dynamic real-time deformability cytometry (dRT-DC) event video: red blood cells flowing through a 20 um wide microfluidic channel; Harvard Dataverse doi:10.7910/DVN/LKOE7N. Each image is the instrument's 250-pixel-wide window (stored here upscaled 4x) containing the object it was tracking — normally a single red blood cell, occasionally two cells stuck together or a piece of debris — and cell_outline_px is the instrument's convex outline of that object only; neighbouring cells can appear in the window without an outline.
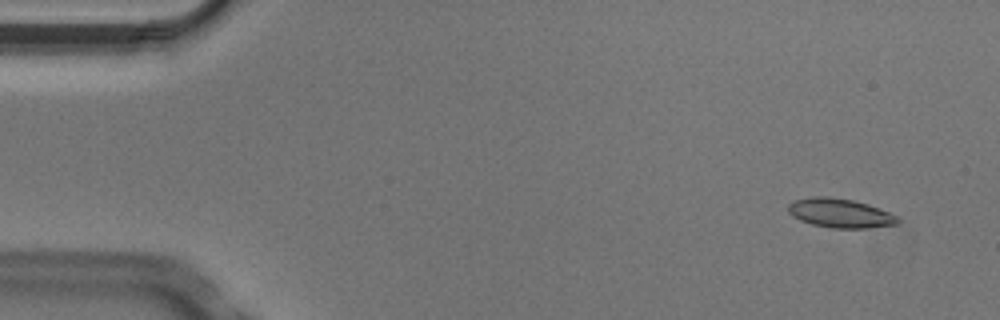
{"species": "Egyptian fruit bat (a non-hibernating species)", "species_latin": "Rousettus aegyptiacus", "temperature_condition": "cold", "stored_images_in_passage": 4, "camera_frame_rate_fps": 3000, "um_per_image_px": 0.085, "animal": {"sex": "male"}, "frame": {"image": 1, "passage_image": 1, "time_ms": 0.0, "image_size_px": [1000, 320], "cell_outline_px": [[900, 220], [896, 224], [868, 228], [832, 228], [812, 224], [800, 220], [792, 216], [788, 212], [788, 204], [792, 200], [816, 196], [824, 196], [852, 200], [868, 204], [888, 212], [896, 216]], "centroid_in_image_um": [71.37, 18.11], "position_along_channel_um": 13.6, "area_um2": 18.5}}
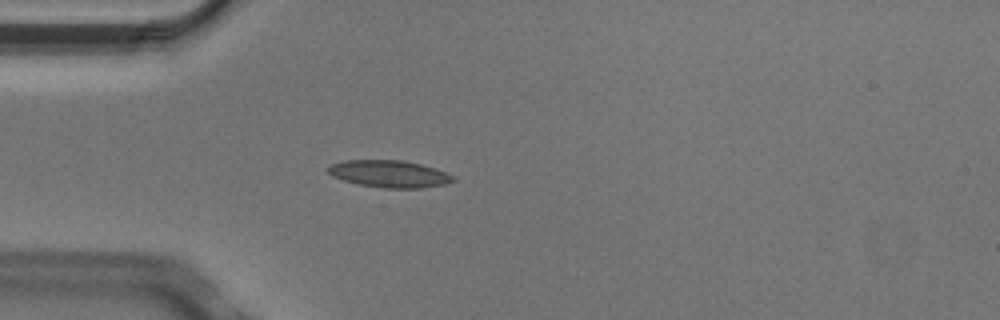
{"frame": {"image": 2, "passage_image": 4, "time_ms": 1.0, "image_size_px": [1000, 320], "cell_outline_px": [[456, 180], [444, 184], [420, 188], [384, 188], [360, 184], [344, 180], [332, 176], [328, 172], [328, 168], [332, 164], [344, 160], [404, 160], [420, 164], [456, 176]], "centroid_in_image_um": [33.1, 14.77], "position_along_channel_um": 51.9, "area_um2": 19.54}}